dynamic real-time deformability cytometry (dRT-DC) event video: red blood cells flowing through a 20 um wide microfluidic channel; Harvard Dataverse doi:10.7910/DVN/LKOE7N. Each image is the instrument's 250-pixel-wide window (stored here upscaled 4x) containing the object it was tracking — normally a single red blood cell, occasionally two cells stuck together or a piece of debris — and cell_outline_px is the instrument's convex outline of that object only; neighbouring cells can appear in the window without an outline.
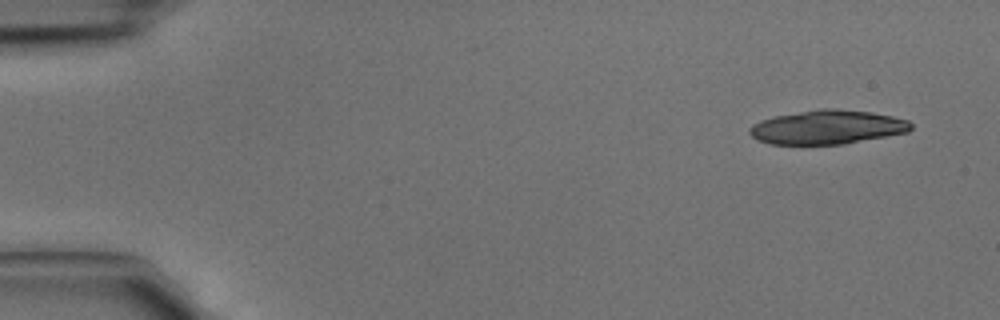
{"species": "common noctule bat (a hibernating species)", "species_latin": "Nyctalus noctula", "temperature_condition": "cold", "stored_images_in_passage": 3, "camera_frame_rate_fps": 3000, "um_per_image_px": 0.085, "animal": {"sex": "male", "body_mass_g": 15.6}, "frame": {"image": 1, "passage_image": 3, "time_ms": 0.667, "image_size_px": [1000, 320], "cell_outline_px": [[912, 128], [908, 132], [844, 144], [768, 144], [756, 140], [748, 132], [748, 128], [752, 124], [760, 120], [772, 116], [820, 108], [836, 108], [872, 112], [892, 116], [908, 120], [912, 124]], "centroid_in_image_um": [70.28, 10.8], "position_along_channel_um": 14.7, "area_um2": 32.31}}